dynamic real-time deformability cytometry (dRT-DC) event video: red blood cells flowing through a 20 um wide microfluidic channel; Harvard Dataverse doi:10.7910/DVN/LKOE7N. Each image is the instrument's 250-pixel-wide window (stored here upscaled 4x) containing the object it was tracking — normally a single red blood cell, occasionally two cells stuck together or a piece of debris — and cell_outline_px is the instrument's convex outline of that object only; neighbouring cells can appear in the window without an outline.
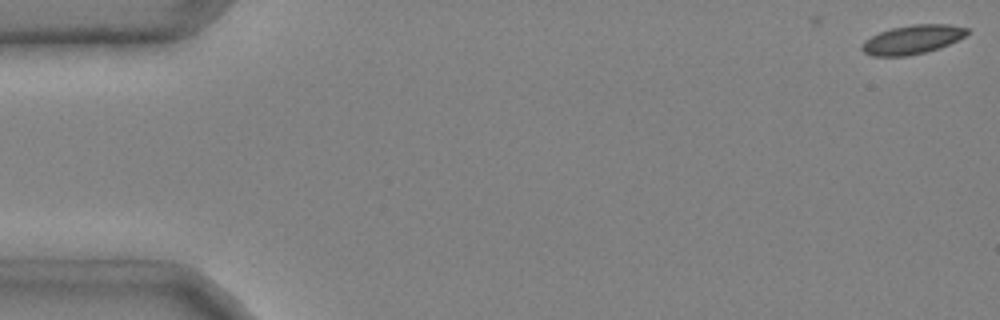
{"species": "common noctule bat (a hibernating species)", "species_latin": "Nyctalus noctula", "temperature_condition": "cold", "stored_images_in_passage": 12, "camera_frame_rate_fps": 3000, "um_per_image_px": 0.085, "animal": {"sex": "male", "body_mass_g": 20.4}, "frame": {"image": 1, "passage_image": 1, "time_ms": 0.0, "image_size_px": [1000, 320], "cell_outline_px": [[968, 32], [964, 36], [940, 48], [908, 56], [872, 56], [864, 52], [860, 48], [860, 44], [864, 40], [880, 32], [892, 28], [912, 24], [948, 24], [968, 28]], "centroid_in_image_um": [77.51, 3.36], "position_along_channel_um": 7.5, "area_um2": 17.69}}
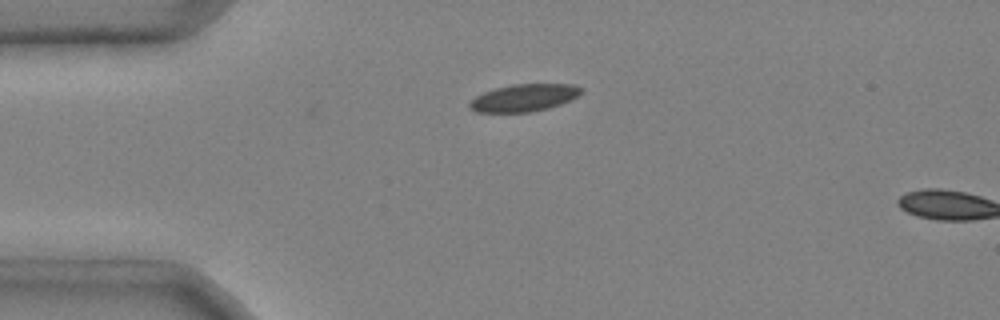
{"frame": {"image": 2, "passage_image": 12, "time_ms": 3.667, "image_size_px": [1000, 320], "cell_outline_px": [[580, 92], [576, 96], [560, 104], [548, 108], [532, 112], [476, 112], [468, 108], [468, 104], [476, 96], [484, 92], [496, 88], [512, 84], [572, 84], [580, 88]], "centroid_in_image_um": [44.47, 8.32], "position_along_channel_um": 40.5, "area_um2": 17.51}}